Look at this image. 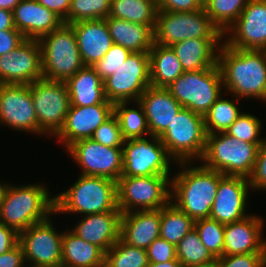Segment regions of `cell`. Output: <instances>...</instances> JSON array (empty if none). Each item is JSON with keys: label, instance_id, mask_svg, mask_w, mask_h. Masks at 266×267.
<instances>
[{"label": "cell", "instance_id": "obj_21", "mask_svg": "<svg viewBox=\"0 0 266 267\" xmlns=\"http://www.w3.org/2000/svg\"><path fill=\"white\" fill-rule=\"evenodd\" d=\"M263 220L260 216L251 214L239 221L226 224L223 255L266 253Z\"/></svg>", "mask_w": 266, "mask_h": 267}, {"label": "cell", "instance_id": "obj_4", "mask_svg": "<svg viewBox=\"0 0 266 267\" xmlns=\"http://www.w3.org/2000/svg\"><path fill=\"white\" fill-rule=\"evenodd\" d=\"M56 214L91 215L120 211L117 182L101 176L82 175L67 190L54 195Z\"/></svg>", "mask_w": 266, "mask_h": 267}, {"label": "cell", "instance_id": "obj_9", "mask_svg": "<svg viewBox=\"0 0 266 267\" xmlns=\"http://www.w3.org/2000/svg\"><path fill=\"white\" fill-rule=\"evenodd\" d=\"M171 201V175L121 176L117 206L121 213L157 210Z\"/></svg>", "mask_w": 266, "mask_h": 267}, {"label": "cell", "instance_id": "obj_36", "mask_svg": "<svg viewBox=\"0 0 266 267\" xmlns=\"http://www.w3.org/2000/svg\"><path fill=\"white\" fill-rule=\"evenodd\" d=\"M177 259L182 266L214 265L216 258L203 245L195 228L176 245Z\"/></svg>", "mask_w": 266, "mask_h": 267}, {"label": "cell", "instance_id": "obj_27", "mask_svg": "<svg viewBox=\"0 0 266 267\" xmlns=\"http://www.w3.org/2000/svg\"><path fill=\"white\" fill-rule=\"evenodd\" d=\"M223 43V40L191 38L177 42L171 47L181 62L183 70L188 72L217 65L218 51Z\"/></svg>", "mask_w": 266, "mask_h": 267}, {"label": "cell", "instance_id": "obj_49", "mask_svg": "<svg viewBox=\"0 0 266 267\" xmlns=\"http://www.w3.org/2000/svg\"><path fill=\"white\" fill-rule=\"evenodd\" d=\"M23 248L18 243L14 248L0 255V267H25Z\"/></svg>", "mask_w": 266, "mask_h": 267}, {"label": "cell", "instance_id": "obj_3", "mask_svg": "<svg viewBox=\"0 0 266 267\" xmlns=\"http://www.w3.org/2000/svg\"><path fill=\"white\" fill-rule=\"evenodd\" d=\"M55 214L54 196L41 183L9 184L0 206V223L18 233Z\"/></svg>", "mask_w": 266, "mask_h": 267}, {"label": "cell", "instance_id": "obj_29", "mask_svg": "<svg viewBox=\"0 0 266 267\" xmlns=\"http://www.w3.org/2000/svg\"><path fill=\"white\" fill-rule=\"evenodd\" d=\"M105 20L114 44L121 45L131 52H150L154 44V29L150 25L110 16Z\"/></svg>", "mask_w": 266, "mask_h": 267}, {"label": "cell", "instance_id": "obj_19", "mask_svg": "<svg viewBox=\"0 0 266 267\" xmlns=\"http://www.w3.org/2000/svg\"><path fill=\"white\" fill-rule=\"evenodd\" d=\"M249 190L251 187L247 178L219 172V185L210 218L226 225L251 215L246 212Z\"/></svg>", "mask_w": 266, "mask_h": 267}, {"label": "cell", "instance_id": "obj_20", "mask_svg": "<svg viewBox=\"0 0 266 267\" xmlns=\"http://www.w3.org/2000/svg\"><path fill=\"white\" fill-rule=\"evenodd\" d=\"M114 113L113 103L70 106L62 129L55 136L65 150L74 142L91 138L95 130Z\"/></svg>", "mask_w": 266, "mask_h": 267}, {"label": "cell", "instance_id": "obj_44", "mask_svg": "<svg viewBox=\"0 0 266 267\" xmlns=\"http://www.w3.org/2000/svg\"><path fill=\"white\" fill-rule=\"evenodd\" d=\"M213 267H266V253L223 255Z\"/></svg>", "mask_w": 266, "mask_h": 267}, {"label": "cell", "instance_id": "obj_11", "mask_svg": "<svg viewBox=\"0 0 266 267\" xmlns=\"http://www.w3.org/2000/svg\"><path fill=\"white\" fill-rule=\"evenodd\" d=\"M39 135L54 138L65 122L69 107L66 82L41 79L30 84Z\"/></svg>", "mask_w": 266, "mask_h": 267}, {"label": "cell", "instance_id": "obj_25", "mask_svg": "<svg viewBox=\"0 0 266 267\" xmlns=\"http://www.w3.org/2000/svg\"><path fill=\"white\" fill-rule=\"evenodd\" d=\"M121 211L85 215L71 230L105 253L120 239Z\"/></svg>", "mask_w": 266, "mask_h": 267}, {"label": "cell", "instance_id": "obj_2", "mask_svg": "<svg viewBox=\"0 0 266 267\" xmlns=\"http://www.w3.org/2000/svg\"><path fill=\"white\" fill-rule=\"evenodd\" d=\"M176 164L182 169L171 178V202L194 221L210 218L219 172L202 164L193 167L190 162Z\"/></svg>", "mask_w": 266, "mask_h": 267}, {"label": "cell", "instance_id": "obj_5", "mask_svg": "<svg viewBox=\"0 0 266 267\" xmlns=\"http://www.w3.org/2000/svg\"><path fill=\"white\" fill-rule=\"evenodd\" d=\"M259 146L238 140L225 132L207 134L206 147L200 163L223 175L248 179L252 174Z\"/></svg>", "mask_w": 266, "mask_h": 267}, {"label": "cell", "instance_id": "obj_54", "mask_svg": "<svg viewBox=\"0 0 266 267\" xmlns=\"http://www.w3.org/2000/svg\"><path fill=\"white\" fill-rule=\"evenodd\" d=\"M21 2V0H0V9L12 11Z\"/></svg>", "mask_w": 266, "mask_h": 267}, {"label": "cell", "instance_id": "obj_52", "mask_svg": "<svg viewBox=\"0 0 266 267\" xmlns=\"http://www.w3.org/2000/svg\"><path fill=\"white\" fill-rule=\"evenodd\" d=\"M16 29L14 25L13 12L5 9H0V30Z\"/></svg>", "mask_w": 266, "mask_h": 267}, {"label": "cell", "instance_id": "obj_55", "mask_svg": "<svg viewBox=\"0 0 266 267\" xmlns=\"http://www.w3.org/2000/svg\"><path fill=\"white\" fill-rule=\"evenodd\" d=\"M8 185H9V182L4 183V181H2L0 183V206H1V203L4 199Z\"/></svg>", "mask_w": 266, "mask_h": 267}, {"label": "cell", "instance_id": "obj_46", "mask_svg": "<svg viewBox=\"0 0 266 267\" xmlns=\"http://www.w3.org/2000/svg\"><path fill=\"white\" fill-rule=\"evenodd\" d=\"M149 263H162L177 259L176 246L159 237L146 249Z\"/></svg>", "mask_w": 266, "mask_h": 267}, {"label": "cell", "instance_id": "obj_28", "mask_svg": "<svg viewBox=\"0 0 266 267\" xmlns=\"http://www.w3.org/2000/svg\"><path fill=\"white\" fill-rule=\"evenodd\" d=\"M70 106H92L112 103L106 99L103 79L93 66H83L66 81Z\"/></svg>", "mask_w": 266, "mask_h": 267}, {"label": "cell", "instance_id": "obj_17", "mask_svg": "<svg viewBox=\"0 0 266 267\" xmlns=\"http://www.w3.org/2000/svg\"><path fill=\"white\" fill-rule=\"evenodd\" d=\"M39 135L30 84H0V126Z\"/></svg>", "mask_w": 266, "mask_h": 267}, {"label": "cell", "instance_id": "obj_26", "mask_svg": "<svg viewBox=\"0 0 266 267\" xmlns=\"http://www.w3.org/2000/svg\"><path fill=\"white\" fill-rule=\"evenodd\" d=\"M161 209L121 214L120 239L131 246L147 249L160 237Z\"/></svg>", "mask_w": 266, "mask_h": 267}, {"label": "cell", "instance_id": "obj_10", "mask_svg": "<svg viewBox=\"0 0 266 267\" xmlns=\"http://www.w3.org/2000/svg\"><path fill=\"white\" fill-rule=\"evenodd\" d=\"M166 88L182 107L202 116L224 94L218 64L199 71L184 72Z\"/></svg>", "mask_w": 266, "mask_h": 267}, {"label": "cell", "instance_id": "obj_18", "mask_svg": "<svg viewBox=\"0 0 266 267\" xmlns=\"http://www.w3.org/2000/svg\"><path fill=\"white\" fill-rule=\"evenodd\" d=\"M43 79L41 47L26 39L10 53L0 56V84H31Z\"/></svg>", "mask_w": 266, "mask_h": 267}, {"label": "cell", "instance_id": "obj_22", "mask_svg": "<svg viewBox=\"0 0 266 267\" xmlns=\"http://www.w3.org/2000/svg\"><path fill=\"white\" fill-rule=\"evenodd\" d=\"M15 28L26 39L39 40L58 29L63 20L37 0H21L13 10Z\"/></svg>", "mask_w": 266, "mask_h": 267}, {"label": "cell", "instance_id": "obj_40", "mask_svg": "<svg viewBox=\"0 0 266 267\" xmlns=\"http://www.w3.org/2000/svg\"><path fill=\"white\" fill-rule=\"evenodd\" d=\"M194 228L197 231L203 245L215 257L223 256L225 225L211 218L194 221Z\"/></svg>", "mask_w": 266, "mask_h": 267}, {"label": "cell", "instance_id": "obj_39", "mask_svg": "<svg viewBox=\"0 0 266 267\" xmlns=\"http://www.w3.org/2000/svg\"><path fill=\"white\" fill-rule=\"evenodd\" d=\"M111 0H71L64 24L84 20L106 19L110 14Z\"/></svg>", "mask_w": 266, "mask_h": 267}, {"label": "cell", "instance_id": "obj_13", "mask_svg": "<svg viewBox=\"0 0 266 267\" xmlns=\"http://www.w3.org/2000/svg\"><path fill=\"white\" fill-rule=\"evenodd\" d=\"M121 176L170 175V163L175 162L167 153L159 137L132 138L124 141Z\"/></svg>", "mask_w": 266, "mask_h": 267}, {"label": "cell", "instance_id": "obj_24", "mask_svg": "<svg viewBox=\"0 0 266 267\" xmlns=\"http://www.w3.org/2000/svg\"><path fill=\"white\" fill-rule=\"evenodd\" d=\"M75 32L84 66L100 61L113 44L105 19L84 20L69 24Z\"/></svg>", "mask_w": 266, "mask_h": 267}, {"label": "cell", "instance_id": "obj_53", "mask_svg": "<svg viewBox=\"0 0 266 267\" xmlns=\"http://www.w3.org/2000/svg\"><path fill=\"white\" fill-rule=\"evenodd\" d=\"M148 267H182V264L178 259H174L162 263H149Z\"/></svg>", "mask_w": 266, "mask_h": 267}, {"label": "cell", "instance_id": "obj_41", "mask_svg": "<svg viewBox=\"0 0 266 267\" xmlns=\"http://www.w3.org/2000/svg\"><path fill=\"white\" fill-rule=\"evenodd\" d=\"M262 128V122L258 117L242 112L225 133L238 140L261 145L265 139L260 137Z\"/></svg>", "mask_w": 266, "mask_h": 267}, {"label": "cell", "instance_id": "obj_50", "mask_svg": "<svg viewBox=\"0 0 266 267\" xmlns=\"http://www.w3.org/2000/svg\"><path fill=\"white\" fill-rule=\"evenodd\" d=\"M19 243V233L0 223V255L14 248Z\"/></svg>", "mask_w": 266, "mask_h": 267}, {"label": "cell", "instance_id": "obj_12", "mask_svg": "<svg viewBox=\"0 0 266 267\" xmlns=\"http://www.w3.org/2000/svg\"><path fill=\"white\" fill-rule=\"evenodd\" d=\"M103 83L106 99L113 104L138 101L151 86L149 53L132 52Z\"/></svg>", "mask_w": 266, "mask_h": 267}, {"label": "cell", "instance_id": "obj_38", "mask_svg": "<svg viewBox=\"0 0 266 267\" xmlns=\"http://www.w3.org/2000/svg\"><path fill=\"white\" fill-rule=\"evenodd\" d=\"M146 249L128 245L119 239L106 253L104 267H148Z\"/></svg>", "mask_w": 266, "mask_h": 267}, {"label": "cell", "instance_id": "obj_15", "mask_svg": "<svg viewBox=\"0 0 266 267\" xmlns=\"http://www.w3.org/2000/svg\"><path fill=\"white\" fill-rule=\"evenodd\" d=\"M51 219L50 216L19 233L26 265L39 267L61 264L63 233L57 232Z\"/></svg>", "mask_w": 266, "mask_h": 267}, {"label": "cell", "instance_id": "obj_42", "mask_svg": "<svg viewBox=\"0 0 266 267\" xmlns=\"http://www.w3.org/2000/svg\"><path fill=\"white\" fill-rule=\"evenodd\" d=\"M132 52L121 45L112 44L104 57L93 65L103 81L111 76L125 62Z\"/></svg>", "mask_w": 266, "mask_h": 267}, {"label": "cell", "instance_id": "obj_33", "mask_svg": "<svg viewBox=\"0 0 266 267\" xmlns=\"http://www.w3.org/2000/svg\"><path fill=\"white\" fill-rule=\"evenodd\" d=\"M194 228V220L171 201L161 208L160 237L177 245Z\"/></svg>", "mask_w": 266, "mask_h": 267}, {"label": "cell", "instance_id": "obj_30", "mask_svg": "<svg viewBox=\"0 0 266 267\" xmlns=\"http://www.w3.org/2000/svg\"><path fill=\"white\" fill-rule=\"evenodd\" d=\"M65 231L62 239L63 266L104 267L105 252L100 247L81 239L71 229Z\"/></svg>", "mask_w": 266, "mask_h": 267}, {"label": "cell", "instance_id": "obj_56", "mask_svg": "<svg viewBox=\"0 0 266 267\" xmlns=\"http://www.w3.org/2000/svg\"><path fill=\"white\" fill-rule=\"evenodd\" d=\"M39 267H65L62 264L59 265H48V266H39Z\"/></svg>", "mask_w": 266, "mask_h": 267}, {"label": "cell", "instance_id": "obj_37", "mask_svg": "<svg viewBox=\"0 0 266 267\" xmlns=\"http://www.w3.org/2000/svg\"><path fill=\"white\" fill-rule=\"evenodd\" d=\"M250 0H206L204 10L224 34Z\"/></svg>", "mask_w": 266, "mask_h": 267}, {"label": "cell", "instance_id": "obj_1", "mask_svg": "<svg viewBox=\"0 0 266 267\" xmlns=\"http://www.w3.org/2000/svg\"><path fill=\"white\" fill-rule=\"evenodd\" d=\"M217 64L226 93L266 102V50L236 49L223 43Z\"/></svg>", "mask_w": 266, "mask_h": 267}, {"label": "cell", "instance_id": "obj_34", "mask_svg": "<svg viewBox=\"0 0 266 267\" xmlns=\"http://www.w3.org/2000/svg\"><path fill=\"white\" fill-rule=\"evenodd\" d=\"M132 102L114 104V114L117 116L120 129L125 140L150 136L146 116L142 105L135 101V107H128Z\"/></svg>", "mask_w": 266, "mask_h": 267}, {"label": "cell", "instance_id": "obj_35", "mask_svg": "<svg viewBox=\"0 0 266 267\" xmlns=\"http://www.w3.org/2000/svg\"><path fill=\"white\" fill-rule=\"evenodd\" d=\"M235 99V100H234ZM240 99L233 100L221 96L212 104L204 115V124L207 134L225 132L242 113L240 112Z\"/></svg>", "mask_w": 266, "mask_h": 267}, {"label": "cell", "instance_id": "obj_16", "mask_svg": "<svg viewBox=\"0 0 266 267\" xmlns=\"http://www.w3.org/2000/svg\"><path fill=\"white\" fill-rule=\"evenodd\" d=\"M223 36L231 48L266 50V0H250Z\"/></svg>", "mask_w": 266, "mask_h": 267}, {"label": "cell", "instance_id": "obj_48", "mask_svg": "<svg viewBox=\"0 0 266 267\" xmlns=\"http://www.w3.org/2000/svg\"><path fill=\"white\" fill-rule=\"evenodd\" d=\"M26 38L17 29L0 30V56L16 49Z\"/></svg>", "mask_w": 266, "mask_h": 267}, {"label": "cell", "instance_id": "obj_8", "mask_svg": "<svg viewBox=\"0 0 266 267\" xmlns=\"http://www.w3.org/2000/svg\"><path fill=\"white\" fill-rule=\"evenodd\" d=\"M222 31L212 22L204 8L192 12L157 11L154 43L163 46L191 38L223 40Z\"/></svg>", "mask_w": 266, "mask_h": 267}, {"label": "cell", "instance_id": "obj_23", "mask_svg": "<svg viewBox=\"0 0 266 267\" xmlns=\"http://www.w3.org/2000/svg\"><path fill=\"white\" fill-rule=\"evenodd\" d=\"M150 135L159 137L182 108V105L165 87L149 86L139 98Z\"/></svg>", "mask_w": 266, "mask_h": 267}, {"label": "cell", "instance_id": "obj_32", "mask_svg": "<svg viewBox=\"0 0 266 267\" xmlns=\"http://www.w3.org/2000/svg\"><path fill=\"white\" fill-rule=\"evenodd\" d=\"M157 11L156 0H111L109 16L155 29Z\"/></svg>", "mask_w": 266, "mask_h": 267}, {"label": "cell", "instance_id": "obj_14", "mask_svg": "<svg viewBox=\"0 0 266 267\" xmlns=\"http://www.w3.org/2000/svg\"><path fill=\"white\" fill-rule=\"evenodd\" d=\"M66 150L79 165L82 175L106 177L116 182L121 177L122 147L104 146L88 138L74 142Z\"/></svg>", "mask_w": 266, "mask_h": 267}, {"label": "cell", "instance_id": "obj_31", "mask_svg": "<svg viewBox=\"0 0 266 267\" xmlns=\"http://www.w3.org/2000/svg\"><path fill=\"white\" fill-rule=\"evenodd\" d=\"M150 83L153 87H167L185 71L171 46L154 43L149 52Z\"/></svg>", "mask_w": 266, "mask_h": 267}, {"label": "cell", "instance_id": "obj_47", "mask_svg": "<svg viewBox=\"0 0 266 267\" xmlns=\"http://www.w3.org/2000/svg\"><path fill=\"white\" fill-rule=\"evenodd\" d=\"M206 0H157V9L169 12H192L204 8Z\"/></svg>", "mask_w": 266, "mask_h": 267}, {"label": "cell", "instance_id": "obj_6", "mask_svg": "<svg viewBox=\"0 0 266 267\" xmlns=\"http://www.w3.org/2000/svg\"><path fill=\"white\" fill-rule=\"evenodd\" d=\"M38 41L43 79L66 82L84 66L74 29L69 24L63 23Z\"/></svg>", "mask_w": 266, "mask_h": 267}, {"label": "cell", "instance_id": "obj_43", "mask_svg": "<svg viewBox=\"0 0 266 267\" xmlns=\"http://www.w3.org/2000/svg\"><path fill=\"white\" fill-rule=\"evenodd\" d=\"M91 138L108 147H122L125 141L114 113L95 130Z\"/></svg>", "mask_w": 266, "mask_h": 267}, {"label": "cell", "instance_id": "obj_45", "mask_svg": "<svg viewBox=\"0 0 266 267\" xmlns=\"http://www.w3.org/2000/svg\"><path fill=\"white\" fill-rule=\"evenodd\" d=\"M251 191H266V137L259 146L251 176L248 178Z\"/></svg>", "mask_w": 266, "mask_h": 267}, {"label": "cell", "instance_id": "obj_7", "mask_svg": "<svg viewBox=\"0 0 266 267\" xmlns=\"http://www.w3.org/2000/svg\"><path fill=\"white\" fill-rule=\"evenodd\" d=\"M159 138L175 163L200 161L207 140L204 116L182 107Z\"/></svg>", "mask_w": 266, "mask_h": 267}, {"label": "cell", "instance_id": "obj_51", "mask_svg": "<svg viewBox=\"0 0 266 267\" xmlns=\"http://www.w3.org/2000/svg\"><path fill=\"white\" fill-rule=\"evenodd\" d=\"M37 2L64 20L67 17L71 0H37Z\"/></svg>", "mask_w": 266, "mask_h": 267}, {"label": "cell", "instance_id": "obj_57", "mask_svg": "<svg viewBox=\"0 0 266 267\" xmlns=\"http://www.w3.org/2000/svg\"><path fill=\"white\" fill-rule=\"evenodd\" d=\"M182 267H213V265H207V266H182Z\"/></svg>", "mask_w": 266, "mask_h": 267}]
</instances>
